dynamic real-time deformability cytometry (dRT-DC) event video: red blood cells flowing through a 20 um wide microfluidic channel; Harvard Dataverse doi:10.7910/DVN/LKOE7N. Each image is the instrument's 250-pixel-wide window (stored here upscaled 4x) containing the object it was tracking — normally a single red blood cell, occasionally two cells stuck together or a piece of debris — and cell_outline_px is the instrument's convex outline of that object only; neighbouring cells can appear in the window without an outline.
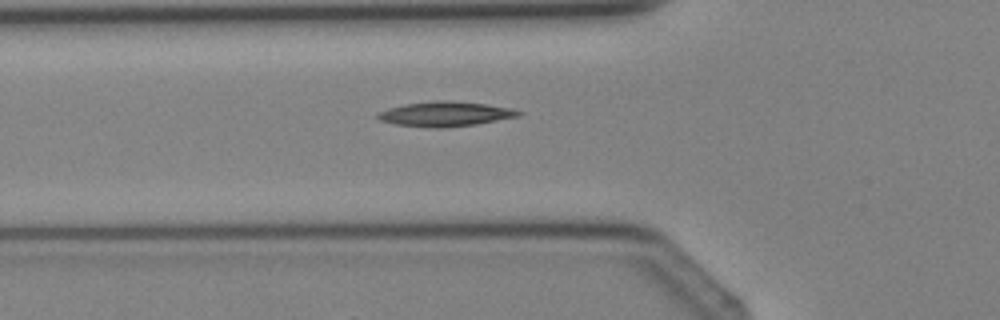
{"species": "Egyptian fruit bat (a non-hibernating species)", "species_latin": "Rousettus aegyptiacus", "temperature_condition": "cold", "stored_images_in_passage": 4, "camera_frame_rate_fps": 3000, "um_per_image_px": 0.085, "animal": {"sex": "female"}, "frame": {"image": 1, "passage_image": 4, "time_ms": 3.333, "image_size_px": [1000, 320], "cell_outline_px": [[524, 112], [520, 116], [476, 124], [444, 128], [436, 128], [396, 124], [380, 120], [376, 116], [376, 112], [388, 108], [404, 104], [432, 100], [452, 100], [488, 104], [512, 108]], "centroid_in_image_um": [37.86, 9.67], "position_along_channel_um": 87.9, "area_um2": 20.58}}